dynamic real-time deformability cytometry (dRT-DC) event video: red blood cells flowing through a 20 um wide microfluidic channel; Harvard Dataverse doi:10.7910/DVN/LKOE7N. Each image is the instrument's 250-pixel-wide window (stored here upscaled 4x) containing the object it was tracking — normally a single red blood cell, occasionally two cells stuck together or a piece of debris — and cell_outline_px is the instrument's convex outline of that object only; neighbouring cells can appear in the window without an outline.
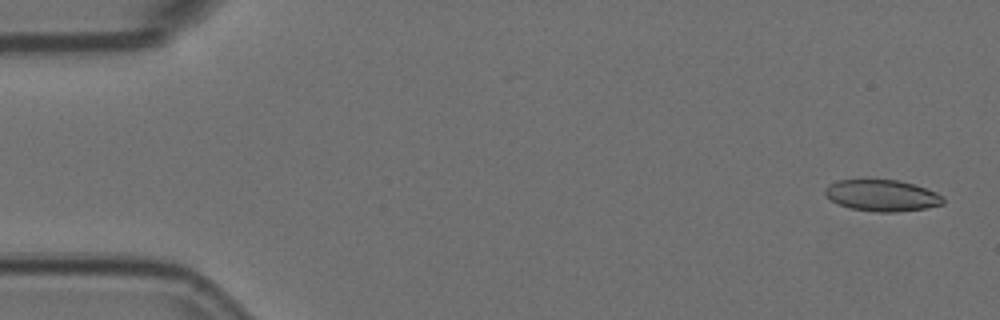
{"species": "Egyptian fruit bat (a non-hibernating species)", "species_latin": "Rousettus aegyptiacus", "temperature_condition": "room temperature", "stored_images_in_passage": 4, "segment_of_instrument_passage": [1, 2], "camera_frame_rate_fps": 3000, "um_per_image_px": 0.085, "animal": {"sex": "female"}, "frame": {"image": 1, "passage_image": 1, "time_ms": 0.0, "image_size_px": [1000, 320], "cell_outline_px": [[944, 204], [924, 208], [896, 212], [876, 212], [848, 208], [836, 204], [824, 192], [824, 188], [828, 184], [840, 180], [900, 180], [936, 192], [944, 196]], "centroid_in_image_um": [74.96, 16.62], "position_along_channel_um": 10.0, "area_um2": 21.62}}